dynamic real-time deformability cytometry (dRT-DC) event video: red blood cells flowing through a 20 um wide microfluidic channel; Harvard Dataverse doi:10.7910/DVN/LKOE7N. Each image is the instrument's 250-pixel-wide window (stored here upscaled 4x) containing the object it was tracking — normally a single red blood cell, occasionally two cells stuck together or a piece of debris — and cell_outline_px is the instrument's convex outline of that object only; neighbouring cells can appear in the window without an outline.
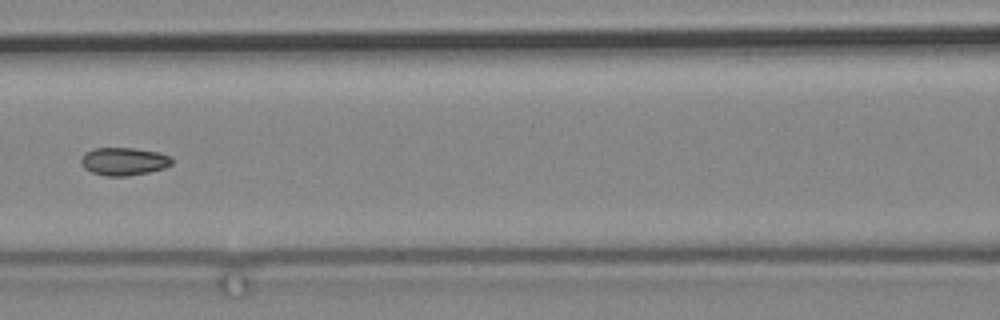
{"species": "common noctule bat (a hibernating species)", "species_latin": "Nyctalus noctula", "temperature_condition": "cold", "stored_images_in_passage": 13, "camera_frame_rate_fps": 3000, "um_per_image_px": 0.085, "animal": {"sex": "male", "body_mass_g": 19.2, "forearm_length_mm": 51.8}, "frame": {"image": 1, "passage_image": 10, "time_ms": 12.333, "image_size_px": [1000, 320], "cell_outline_px": [[172, 164], [164, 168], [148, 172], [128, 176], [104, 176], [92, 172], [84, 168], [80, 164], [80, 156], [84, 152], [96, 148], [132, 148], [156, 152], [172, 156]], "centroid_in_image_um": [10.48, 13.72], "position_along_channel_um": 156.1, "area_um2": 14.85}}
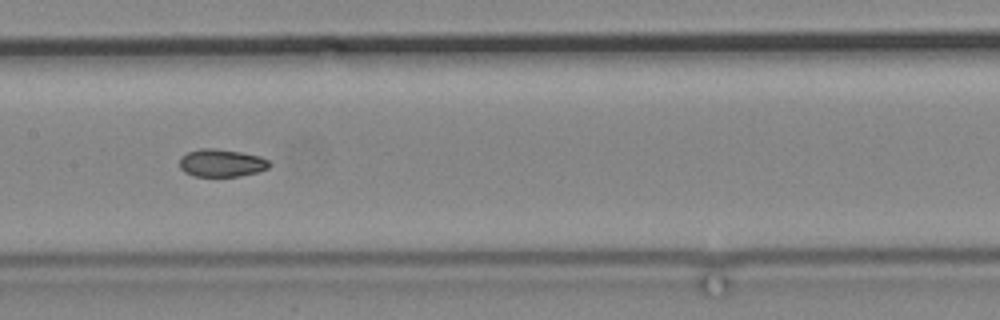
{"frame": {"image": 2, "passage_image": 11, "time_ms": 13.333, "image_size_px": [1000, 320], "cell_outline_px": [[272, 164], [268, 168], [256, 172], [240, 176], [192, 176], [184, 172], [180, 168], [180, 156], [188, 152], [200, 148], [216, 148], [240, 152], [260, 156], [268, 160]], "centroid_in_image_um": [18.81, 13.85], "position_along_channel_um": 188.6, "area_um2": 14.57}}
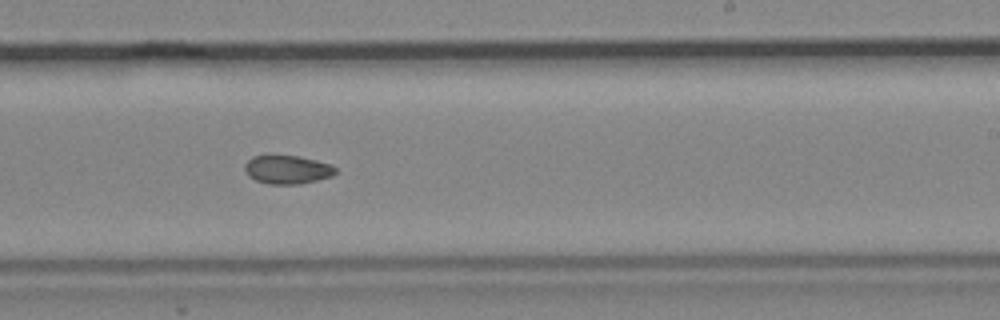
{"frame": {"image": 3, "passage_image": 13, "time_ms": 15.667, "image_size_px": [1000, 320], "cell_outline_px": [[336, 172], [332, 176], [300, 184], [268, 184], [256, 180], [248, 176], [244, 168], [244, 164], [252, 156], [300, 156], [316, 160], [328, 164], [336, 168]], "centroid_in_image_um": [24.4, 14.42], "position_along_channel_um": 264.6, "area_um2": 14.97}}